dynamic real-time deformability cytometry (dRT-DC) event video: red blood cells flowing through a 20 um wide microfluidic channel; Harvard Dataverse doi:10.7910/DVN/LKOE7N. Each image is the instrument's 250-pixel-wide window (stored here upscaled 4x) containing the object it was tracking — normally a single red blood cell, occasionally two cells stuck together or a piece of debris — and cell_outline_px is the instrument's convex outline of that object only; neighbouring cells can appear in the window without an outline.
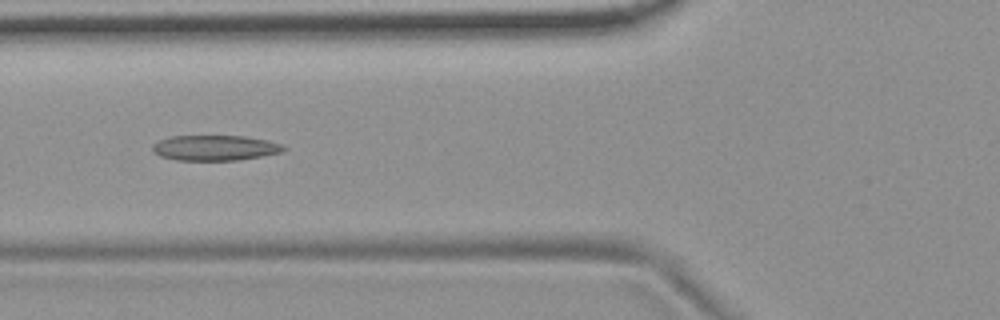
{"species": "common noctule bat (a hibernating species)", "species_latin": "Nyctalus noctula", "temperature_condition": "room temperature", "stored_images_in_passage": 53, "camera_frame_rate_fps": 3000, "um_per_image_px": 0.085, "animal": {"sex": "female", "body_mass_g": 19.9}, "frame": {"image": 1, "passage_image": 20, "time_ms": 6.333, "image_size_px": [1000, 320], "cell_outline_px": [[288, 148], [284, 152], [240, 160], [176, 160], [160, 156], [152, 152], [152, 144], [160, 140], [172, 136], [244, 136], [268, 140], [284, 144]], "centroid_in_image_um": [18.32, 12.57], "position_along_channel_um": 107.5, "area_um2": 19.59}}
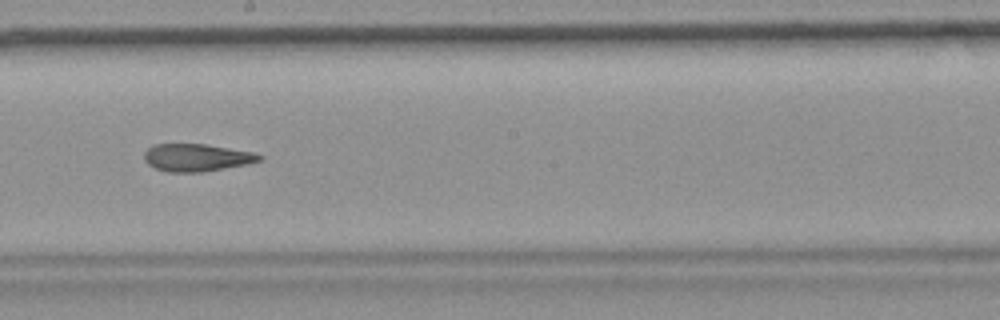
{"frame": {"image": 2, "passage_image": 30, "time_ms": 9.667, "image_size_px": [1000, 320], "cell_outline_px": [[264, 156], [260, 160], [248, 164], [204, 172], [168, 172], [156, 168], [148, 164], [144, 160], [144, 152], [148, 148], [156, 144], [204, 144], [252, 152]], "centroid_in_image_um": [16.71, 13.4], "position_along_channel_um": 231.5, "area_um2": 18.38}}
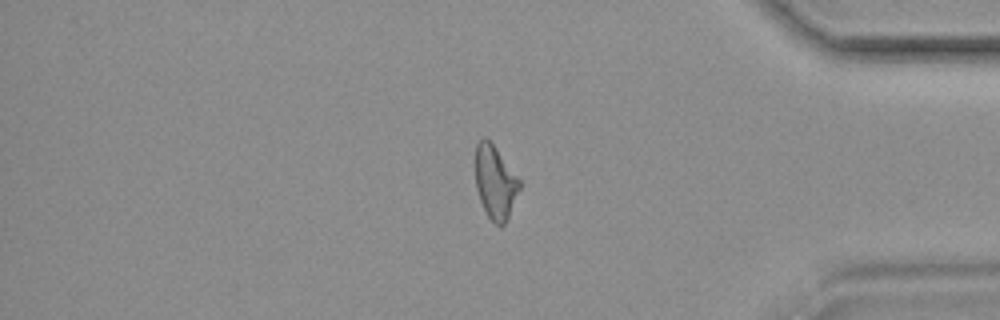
{"frame": {"image": 3, "passage_image": 45, "time_ms": 14.667, "image_size_px": [1000, 320], "cell_outline_px": [[520, 188], [508, 216], [504, 224], [500, 228], [488, 216], [480, 200], [476, 188], [476, 144], [484, 136], [496, 148], [520, 180]], "centroid_in_image_um": [42.09, 15.49], "position_along_channel_um": 393.1, "area_um2": 18.44}, "authors_computed_cell_mechanics": {"area_um2": 19.941, "velocity_mm_per_s": 3.725, "shape_relaxation_time_tau1_ms": null, "shape_relaxation_time_tau2_ms": 2.3817, "deformation_change_tau1": null, "deformation_change_tau2": 0.1054}}